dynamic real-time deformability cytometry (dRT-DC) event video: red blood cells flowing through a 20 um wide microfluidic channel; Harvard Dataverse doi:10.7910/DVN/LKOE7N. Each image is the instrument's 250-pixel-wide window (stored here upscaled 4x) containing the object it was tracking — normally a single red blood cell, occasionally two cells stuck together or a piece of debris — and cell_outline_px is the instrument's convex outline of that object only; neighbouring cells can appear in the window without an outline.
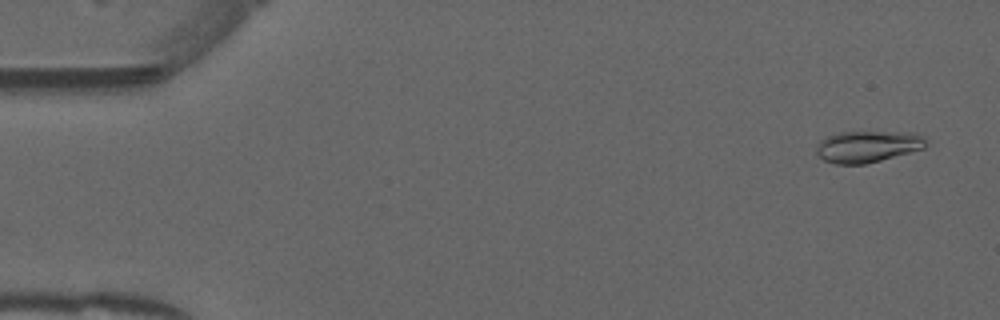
{"species": "common noctule bat (a hibernating species)", "species_latin": "Nyctalus noctula", "temperature_condition": "warm", "stored_images_in_passage": 48, "camera_frame_rate_fps": 3000, "um_per_image_px": 0.085, "animal": {"sex": "male", "forearm_length_mm": 52.5}, "frame": {"image": 1, "passage_image": 3, "time_ms": 0.667, "image_size_px": [1000, 320], "cell_outline_px": [[928, 140], [924, 148], [880, 160], [864, 164], [836, 164], [824, 160], [816, 152], [816, 144], [824, 136], [840, 132], [916, 132], [924, 136]], "centroid_in_image_um": [73.74, 12.43], "position_along_channel_um": 11.3, "area_um2": 20.29}}
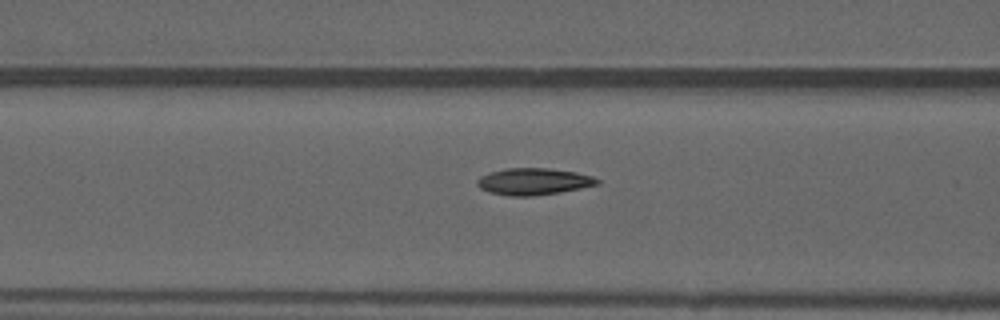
{"frame": {"image": 2, "passage_image": 21, "time_ms": 6.667, "image_size_px": [1000, 320], "cell_outline_px": [[600, 184], [560, 192], [532, 196], [508, 196], [488, 192], [480, 188], [476, 184], [476, 180], [480, 176], [488, 172], [504, 168], [548, 168], [576, 172], [592, 176], [600, 180]], "centroid_in_image_um": [45.31, 15.42], "position_along_channel_um": 121.3, "area_um2": 18.9}}
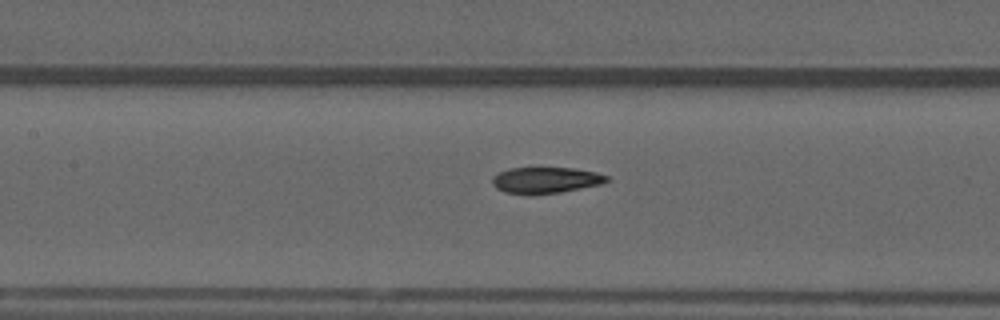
{"frame": {"image": 3, "passage_image": 24, "time_ms": 7.667, "image_size_px": [1000, 320], "cell_outline_px": [[608, 180], [600, 184], [560, 192], [528, 196], [504, 192], [496, 188], [492, 184], [492, 176], [508, 168], [576, 168], [596, 172], [608, 176]], "centroid_in_image_um": [46.33, 15.33], "position_along_channel_um": 161.1, "area_um2": 17.63}}